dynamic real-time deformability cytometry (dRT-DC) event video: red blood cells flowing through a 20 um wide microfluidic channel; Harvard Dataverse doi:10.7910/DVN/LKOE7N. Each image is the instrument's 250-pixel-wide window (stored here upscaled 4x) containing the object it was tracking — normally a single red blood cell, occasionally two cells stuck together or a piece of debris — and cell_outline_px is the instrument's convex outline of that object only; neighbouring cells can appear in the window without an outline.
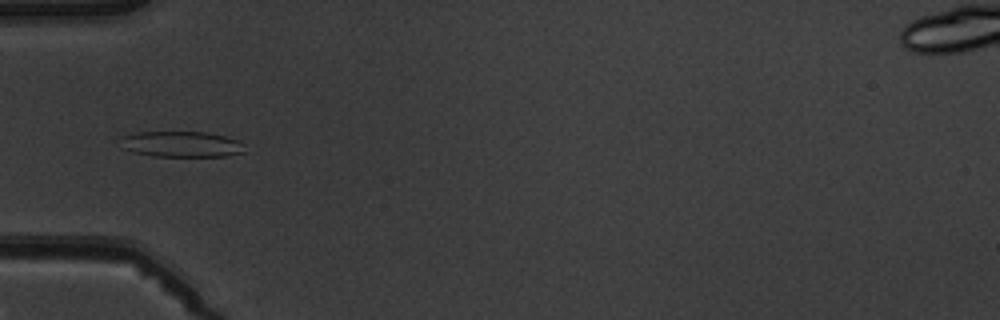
{"species": "common noctule bat (a hibernating species)", "species_latin": "Nyctalus noctula", "temperature_condition": "warm", "stored_images_in_passage": 5, "camera_frame_rate_fps": 3000, "um_per_image_px": 0.085, "animal": {"sex": "male", "body_mass_g": 19.5, "forearm_length_mm": 54.6}, "frame": {"image": 1, "passage_image": 5, "time_ms": 4.667, "image_size_px": [1000, 320], "cell_outline_px": [[244, 152], [228, 156], [152, 156], [132, 152], [120, 148], [120, 136], [136, 132], [208, 132], [224, 136], [236, 140], [244, 144]], "centroid_in_image_um": [15.36, 12.26], "position_along_channel_um": 69.6, "area_um2": 18.9}}